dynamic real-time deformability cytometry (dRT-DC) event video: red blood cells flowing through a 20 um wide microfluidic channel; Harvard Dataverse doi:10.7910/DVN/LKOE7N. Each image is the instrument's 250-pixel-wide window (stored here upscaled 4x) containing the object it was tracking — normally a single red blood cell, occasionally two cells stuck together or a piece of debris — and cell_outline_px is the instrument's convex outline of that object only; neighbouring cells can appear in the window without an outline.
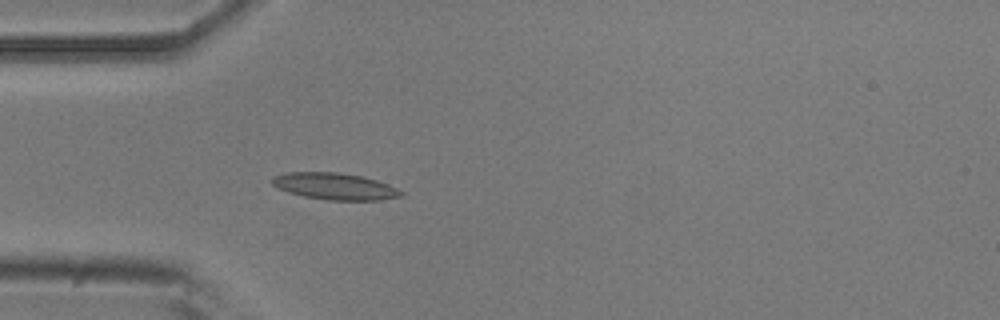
{"species": "common noctule bat (a hibernating species)", "species_latin": "Nyctalus noctula", "temperature_condition": "room temperature", "stored_images_in_passage": 51, "camera_frame_rate_fps": 3000, "um_per_image_px": 0.085, "animal": {"sex": "male", "body_mass_g": 20.5, "forearm_length_mm": 52.5}, "frame": {"image": 1, "passage_image": 14, "time_ms": 4.333, "image_size_px": [1000, 320], "cell_outline_px": [[404, 196], [380, 200], [328, 200], [304, 196], [288, 192], [272, 184], [272, 176], [288, 172], [336, 172], [364, 176], [388, 184], [404, 192]], "centroid_in_image_um": [28.49, 15.83], "position_along_channel_um": 56.5, "area_um2": 20.06}}
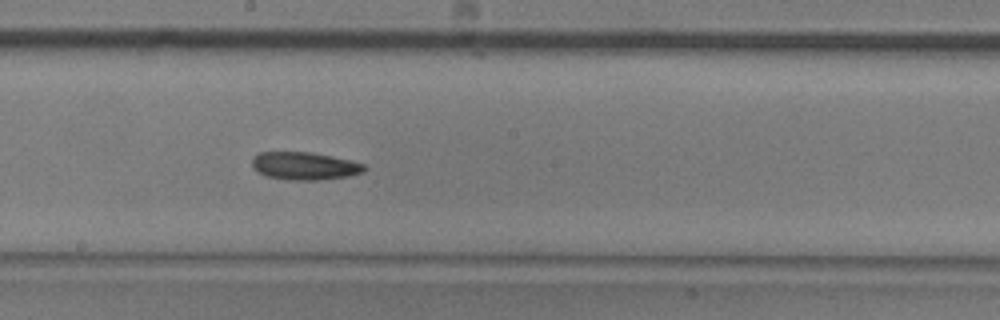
{"frame": {"image": 2, "passage_image": 27, "time_ms": 8.667, "image_size_px": [1000, 320], "cell_outline_px": [[368, 168], [364, 172], [348, 176], [316, 180], [284, 180], [264, 176], [256, 172], [252, 168], [252, 160], [260, 152], [312, 152], [348, 160], [364, 164]], "centroid_in_image_um": [25.85, 14.12], "position_along_channel_um": 222.3, "area_um2": 18.26}}
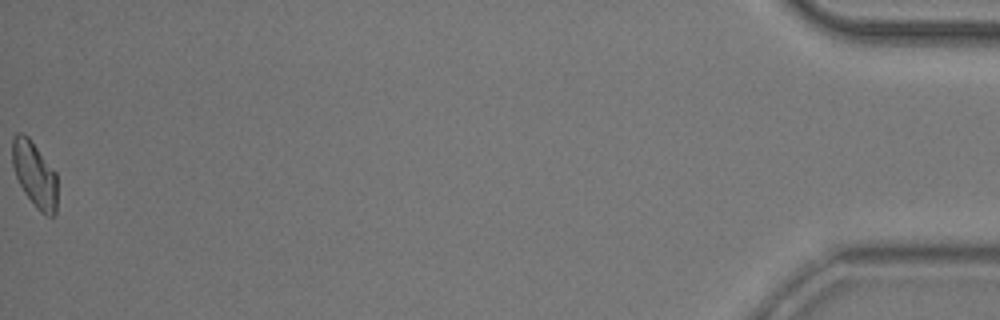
{"frame": {"image": 3, "passage_image": 51, "time_ms": 16.667, "image_size_px": [1000, 320], "cell_outline_px": [[56, 216], [48, 216], [40, 212], [36, 208], [24, 192], [16, 176], [12, 164], [12, 140], [20, 132], [24, 132], [28, 136], [56, 172]], "centroid_in_image_um": [2.94, 14.83], "position_along_channel_um": 432.3, "area_um2": 17.11}, "authors_computed_cell_mechanics": {"area_um2": 17.918, "velocity_mm_per_s": 3.8954, "shape_relaxation_time_tau1_ms": 4.8944, "shape_relaxation_time_tau2_ms": null, "deformation_change_tau1": 0.1255, "deformation_change_tau2": null}}